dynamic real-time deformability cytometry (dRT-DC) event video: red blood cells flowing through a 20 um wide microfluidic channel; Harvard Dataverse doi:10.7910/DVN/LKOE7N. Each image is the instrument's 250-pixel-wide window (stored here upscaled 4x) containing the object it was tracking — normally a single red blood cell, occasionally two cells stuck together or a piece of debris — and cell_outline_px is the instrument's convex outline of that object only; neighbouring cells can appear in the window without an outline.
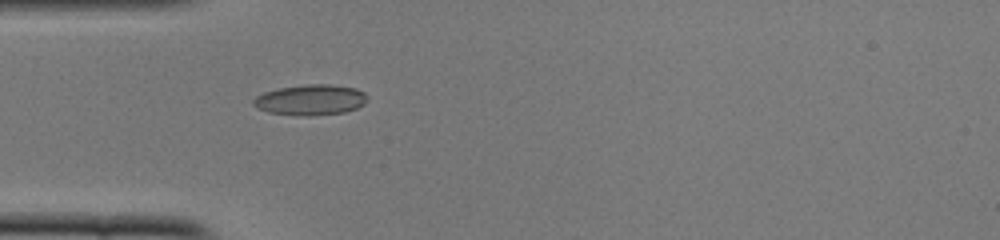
{"species": "common noctule bat (a hibernating species)", "species_latin": "Nyctalus noctula", "temperature_condition": "cold", "stored_images_in_passage": 37, "camera_frame_rate_fps": 3000, "um_per_image_px": 0.085, "animal": {"sex": "female", "body_mass_g": 22.0, "forearm_length_mm": 56.7}, "frame": {"image": 1, "passage_image": 1, "time_ms": 0.0, "image_size_px": [1000, 240], "cell_outline_px": [[368, 100], [364, 104], [356, 108], [344, 112], [308, 116], [296, 116], [268, 112], [256, 108], [252, 104], [252, 100], [256, 96], [264, 92], [280, 88], [308, 84], [332, 84], [356, 88], [364, 92], [368, 96]], "centroid_in_image_um": [26.39, 8.49], "position_along_channel_um": 58.6, "area_um2": 20.52}}
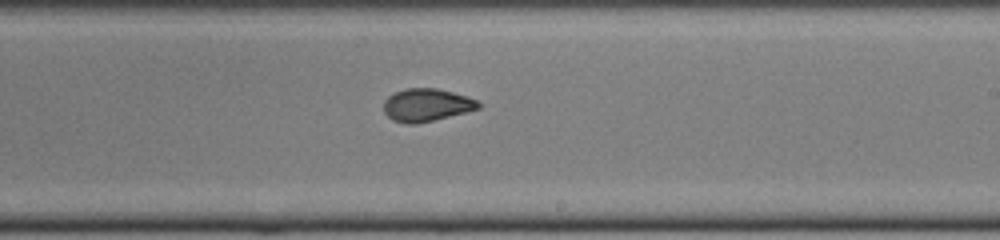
{"frame": {"image": 2, "passage_image": 16, "time_ms": 5.0, "image_size_px": [1000, 240], "cell_outline_px": [[480, 108], [416, 124], [404, 124], [392, 120], [384, 112], [384, 100], [388, 96], [404, 88], [436, 88], [452, 92], [476, 100], [480, 104]], "centroid_in_image_um": [36.2, 8.92], "position_along_channel_um": 252.8, "area_um2": 17.86}}
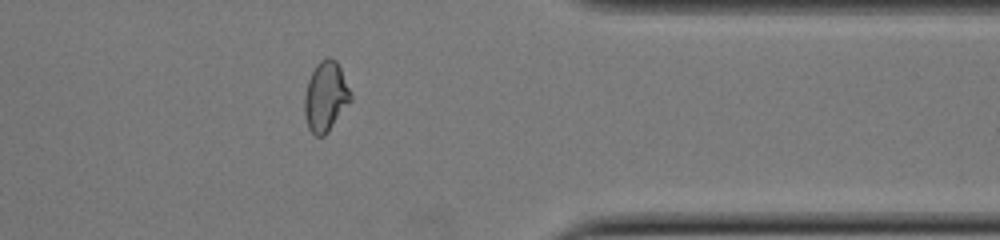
{"frame": {"image": 3, "passage_image": 27, "time_ms": 8.667, "image_size_px": [1000, 240], "cell_outline_px": [[352, 100], [328, 132], [324, 136], [316, 136], [308, 128], [304, 116], [304, 96], [308, 80], [316, 64], [324, 56], [328, 56], [336, 60], [352, 92]], "centroid_in_image_um": [27.68, 8.19], "position_along_channel_um": 383.7, "area_um2": 19.07}, "authors_computed_cell_mechanics": {"area_um2": 18.7272, "velocity_mm_per_s": 3.9358, "shape_relaxation_time_tau1_ms": 8.2211, "shape_relaxation_time_tau2_ms": 1.5859, "deformation_change_tau1": 0.1963, "deformation_change_tau2": 0.065}}